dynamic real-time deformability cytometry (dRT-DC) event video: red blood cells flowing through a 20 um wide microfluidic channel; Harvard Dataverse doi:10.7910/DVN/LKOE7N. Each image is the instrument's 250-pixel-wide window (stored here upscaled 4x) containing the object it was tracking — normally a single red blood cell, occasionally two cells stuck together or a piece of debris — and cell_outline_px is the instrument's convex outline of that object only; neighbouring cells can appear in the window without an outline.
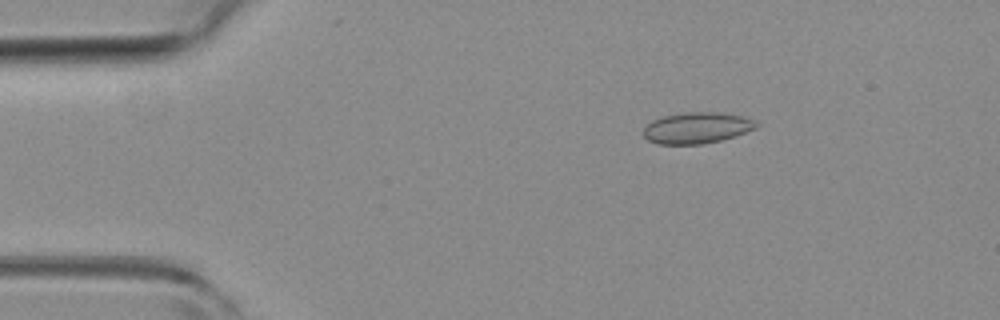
{"species": "common noctule bat (a hibernating species)", "species_latin": "Nyctalus noctula", "temperature_condition": "room temperature", "stored_images_in_passage": 51, "camera_frame_rate_fps": 3000, "um_per_image_px": 0.085, "animal": {"sex": "female", "body_mass_g": 19.3, "forearm_length_mm": 54.1}, "frame": {"image": 1, "passage_image": 8, "time_ms": 2.333, "image_size_px": [1000, 320], "cell_outline_px": [[760, 124], [756, 128], [720, 140], [700, 144], [656, 144], [648, 140], [644, 136], [644, 128], [652, 120], [664, 116], [684, 112], [720, 112], [744, 116], [756, 120]], "centroid_in_image_um": [59.24, 10.85], "position_along_channel_um": 25.8, "area_um2": 20.46}}
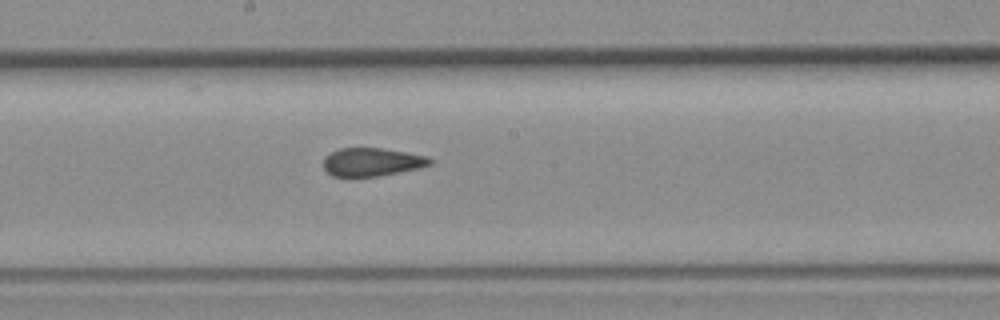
{"frame": {"image": 2, "passage_image": 27, "time_ms": 8.667, "image_size_px": [1000, 320], "cell_outline_px": [[432, 164], [420, 168], [380, 176], [332, 176], [324, 168], [324, 160], [332, 152], [340, 148], [380, 148], [428, 156], [432, 160]], "centroid_in_image_um": [31.65, 13.77], "position_along_channel_um": 216.5, "area_um2": 17.34}}
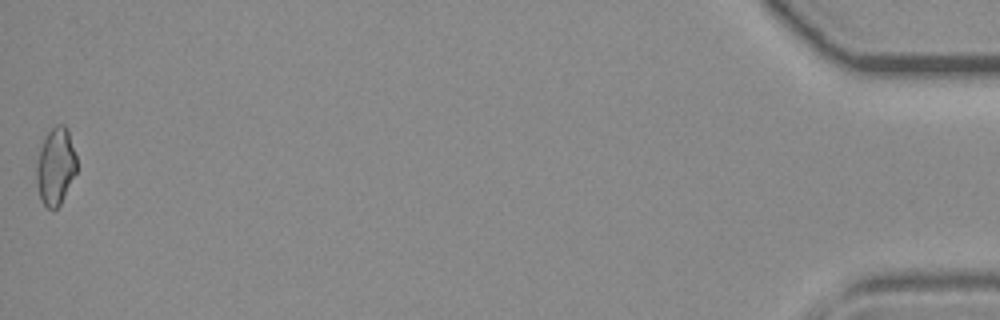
{"frame": {"image": 3, "passage_image": 51, "time_ms": 16.667, "image_size_px": [1000, 320], "cell_outline_px": [[76, 172], [60, 204], [52, 212], [40, 200], [36, 180], [36, 164], [40, 148], [48, 132], [56, 124], [64, 124], [68, 128], [76, 156]], "centroid_in_image_um": [4.72, 14.14], "position_along_channel_um": 430.5, "area_um2": 18.09}, "authors_computed_cell_mechanics": {"area_um2": 18.785, "velocity_mm_per_s": 3.9935, "shape_relaxation_time_tau1_ms": null, "shape_relaxation_time_tau2_ms": 1.6873, "deformation_change_tau1": null, "deformation_change_tau2": 0.0452}}